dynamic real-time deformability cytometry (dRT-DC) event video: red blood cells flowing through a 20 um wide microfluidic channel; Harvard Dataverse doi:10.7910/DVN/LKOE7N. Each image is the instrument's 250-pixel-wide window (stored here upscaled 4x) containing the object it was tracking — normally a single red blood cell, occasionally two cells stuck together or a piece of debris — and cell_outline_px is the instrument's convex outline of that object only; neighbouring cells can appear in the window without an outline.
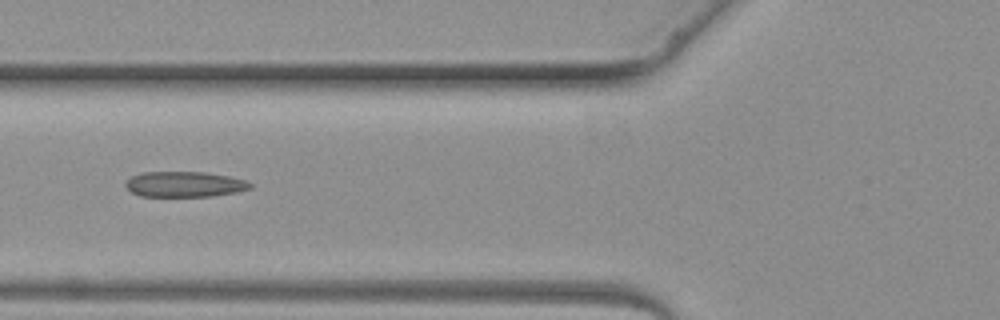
{"species": "common noctule bat (a hibernating species)", "species_latin": "Nyctalus noctula", "temperature_condition": "warm", "stored_images_in_passage": 5, "camera_frame_rate_fps": 3000, "um_per_image_px": 0.085, "animal": {"sex": "female", "body_mass_g": 19.3, "forearm_length_mm": 54.1}, "frame": {"image": 1, "passage_image": 5, "time_ms": 4.667, "image_size_px": [1000, 320], "cell_outline_px": [[252, 188], [236, 192], [212, 196], [140, 196], [132, 192], [124, 184], [132, 176], [144, 172], [204, 172], [228, 176], [248, 180], [252, 184]], "centroid_in_image_um": [15.72, 15.66], "position_along_channel_um": 110.1, "area_um2": 18.44}}